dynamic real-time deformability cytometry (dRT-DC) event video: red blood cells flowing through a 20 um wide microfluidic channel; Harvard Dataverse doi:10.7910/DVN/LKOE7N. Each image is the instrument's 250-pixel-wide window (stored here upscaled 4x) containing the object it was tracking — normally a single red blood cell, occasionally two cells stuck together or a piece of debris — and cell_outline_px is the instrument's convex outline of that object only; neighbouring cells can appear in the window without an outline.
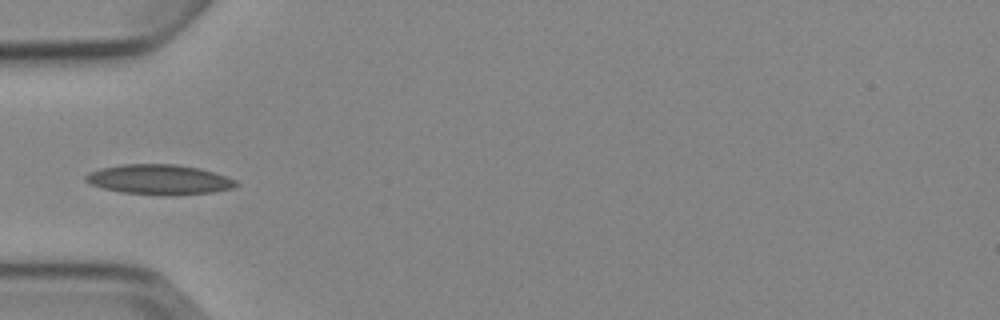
{"species": "Egyptian fruit bat (a non-hibernating species)", "species_latin": "Rousettus aegyptiacus", "temperature_condition": "cold", "stored_images_in_passage": 4, "camera_frame_rate_fps": 3000, "um_per_image_px": 0.085, "animal": {"sex": "female"}, "frame": {"image": 1, "passage_image": 3, "time_ms": 2.333, "image_size_px": [1000, 320], "cell_outline_px": [[240, 184], [232, 188], [212, 192], [120, 192], [104, 188], [92, 184], [84, 180], [84, 176], [88, 172], [100, 168], [120, 164], [176, 164], [200, 168], [236, 180]], "centroid_in_image_um": [13.48, 15.2], "position_along_channel_um": 71.5, "area_um2": 25.03}}
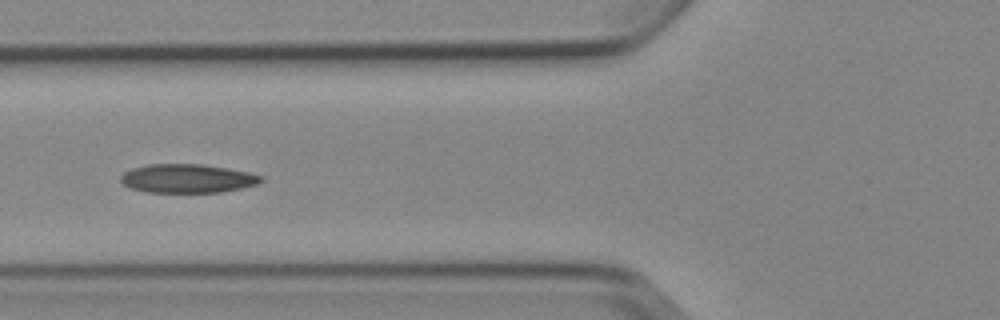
{"frame": {"image": 2, "passage_image": 4, "time_ms": 3.333, "image_size_px": [1000, 320], "cell_outline_px": [[264, 180], [256, 184], [240, 188], [220, 192], [148, 192], [132, 188], [124, 184], [120, 180], [120, 176], [124, 172], [132, 168], [148, 164], [204, 164], [228, 168], [248, 172], [264, 176]], "centroid_in_image_um": [15.94, 15.16], "position_along_channel_um": 109.9, "area_um2": 23.47}}